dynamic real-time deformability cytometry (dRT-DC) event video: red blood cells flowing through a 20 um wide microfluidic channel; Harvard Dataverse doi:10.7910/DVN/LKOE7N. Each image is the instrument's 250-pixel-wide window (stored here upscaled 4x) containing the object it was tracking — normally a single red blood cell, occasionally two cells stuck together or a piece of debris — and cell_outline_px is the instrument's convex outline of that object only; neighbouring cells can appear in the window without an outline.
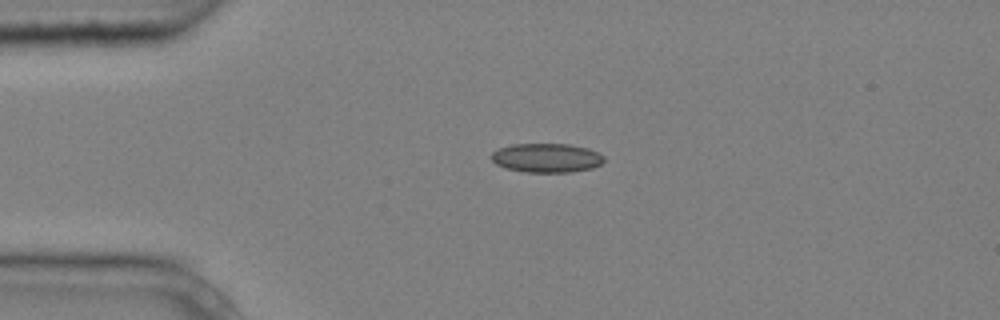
{"species": "common noctule bat (a hibernating species)", "species_latin": "Nyctalus noctula", "temperature_condition": "cold", "stored_images_in_passage": 3, "camera_frame_rate_fps": 3000, "um_per_image_px": 0.085, "animal": {"sex": "male", "body_mass_g": 20.4}, "frame": {"image": 1, "passage_image": 1, "time_ms": 0.0, "image_size_px": [1000, 320], "cell_outline_px": [[604, 160], [600, 164], [592, 168], [568, 172], [524, 172], [504, 168], [496, 164], [492, 160], [492, 152], [500, 148], [512, 144], [568, 144], [588, 148], [604, 156]], "centroid_in_image_um": [46.44, 13.42], "position_along_channel_um": 38.6, "area_um2": 19.02}}
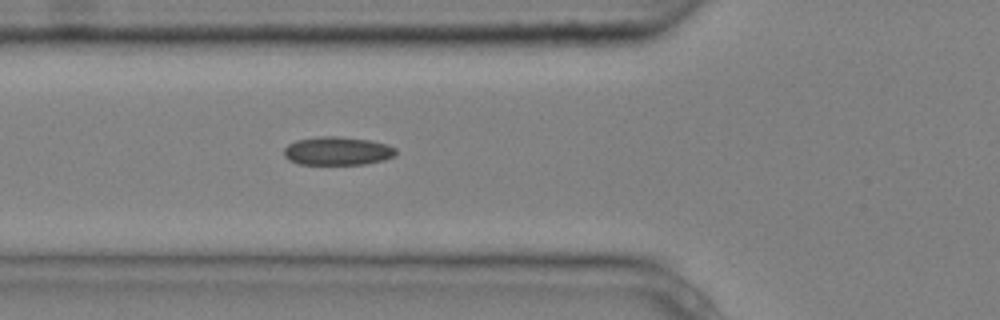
{"frame": {"image": 2, "passage_image": 3, "time_ms": 0.667, "image_size_px": [1000, 320], "cell_outline_px": [[396, 156], [384, 160], [364, 164], [300, 164], [288, 160], [284, 156], [284, 148], [288, 144], [296, 140], [320, 136], [336, 136], [368, 140], [384, 144], [396, 148]], "centroid_in_image_um": [28.66, 12.84], "position_along_channel_um": 97.1, "area_um2": 18.5}}